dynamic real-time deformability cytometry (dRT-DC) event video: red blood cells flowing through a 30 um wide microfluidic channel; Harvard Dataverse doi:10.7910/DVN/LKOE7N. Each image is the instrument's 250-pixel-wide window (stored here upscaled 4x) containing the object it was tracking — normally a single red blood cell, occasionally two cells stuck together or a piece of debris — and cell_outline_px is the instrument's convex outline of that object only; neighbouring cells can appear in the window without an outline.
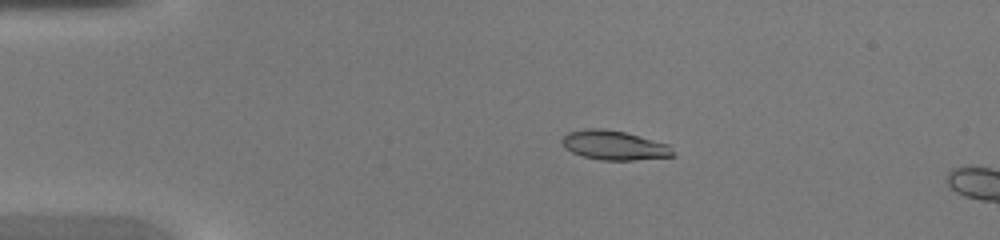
{"species": "common noctule bat (a hibernating species)", "species_latin": "Nyctalus noctula", "temperature_condition": "warm", "stored_images_in_passage": 13, "camera_frame_rate_fps": 3000, "um_per_image_px": 0.085, "animal": {"sex": "female", "body_mass_g": 20.0, "forearm_length_mm": 54.0}, "frame": {"image": 1, "passage_image": 10, "time_ms": 3.0, "image_size_px": [1000, 240], "cell_outline_px": [[676, 156], [636, 160], [600, 160], [584, 156], [572, 152], [564, 148], [560, 140], [568, 132], [584, 128], [600, 128], [624, 132], [668, 144]], "centroid_in_image_um": [52.18, 12.35], "position_along_channel_um": 32.8, "area_um2": 18.96}}